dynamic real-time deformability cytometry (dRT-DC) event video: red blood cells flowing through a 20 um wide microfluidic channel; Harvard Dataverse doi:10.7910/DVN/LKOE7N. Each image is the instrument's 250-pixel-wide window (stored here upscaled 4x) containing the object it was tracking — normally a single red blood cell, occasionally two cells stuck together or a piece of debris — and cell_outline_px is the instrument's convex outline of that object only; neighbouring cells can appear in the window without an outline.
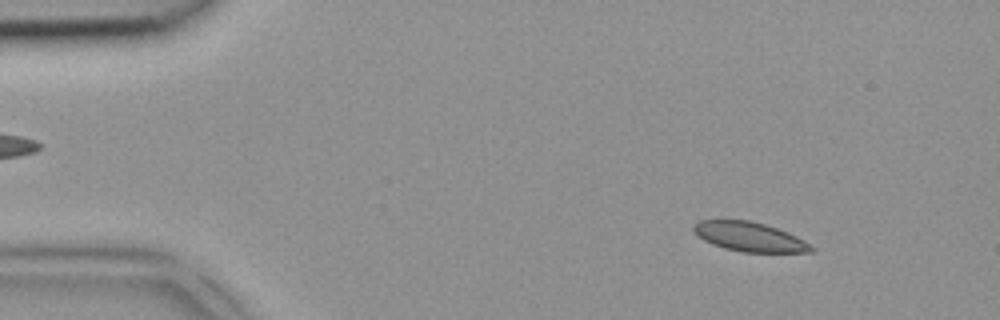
{"species": "common noctule bat (a hibernating species)", "species_latin": "Nyctalus noctula", "temperature_condition": "room temperature", "stored_images_in_passage": 46, "camera_frame_rate_fps": 3000, "um_per_image_px": 0.085, "animal": {"sex": "female", "body_mass_g": 18.4}, "frame": {"image": 1, "passage_image": 5, "time_ms": 1.333, "image_size_px": [1000, 320], "cell_outline_px": [[816, 248], [812, 252], [740, 252], [724, 248], [712, 244], [704, 240], [692, 228], [692, 224], [700, 220], [748, 220], [764, 224], [788, 232], [804, 240]], "centroid_in_image_um": [63.72, 20.13], "position_along_channel_um": 21.3, "area_um2": 20.06}}
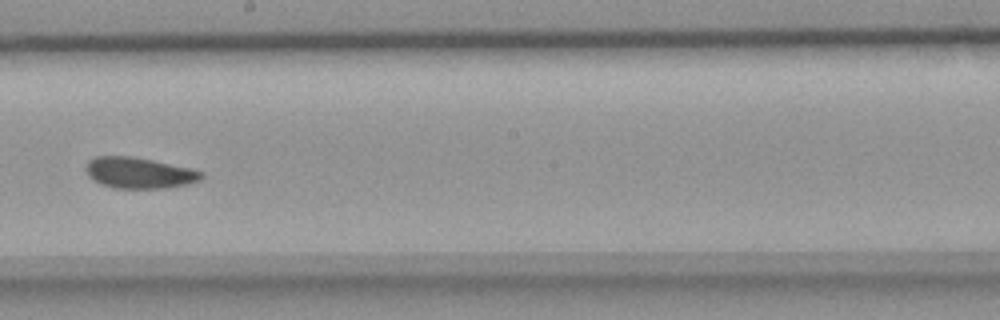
{"frame": {"image": 2, "passage_image": 26, "time_ms": 8.333, "image_size_px": [1000, 320], "cell_outline_px": [[204, 176], [200, 180], [188, 184], [168, 188], [112, 188], [100, 184], [88, 176], [84, 168], [88, 160], [96, 156], [132, 156], [192, 168], [204, 172]], "centroid_in_image_um": [11.82, 14.69], "position_along_channel_um": 236.4, "area_um2": 21.15}}
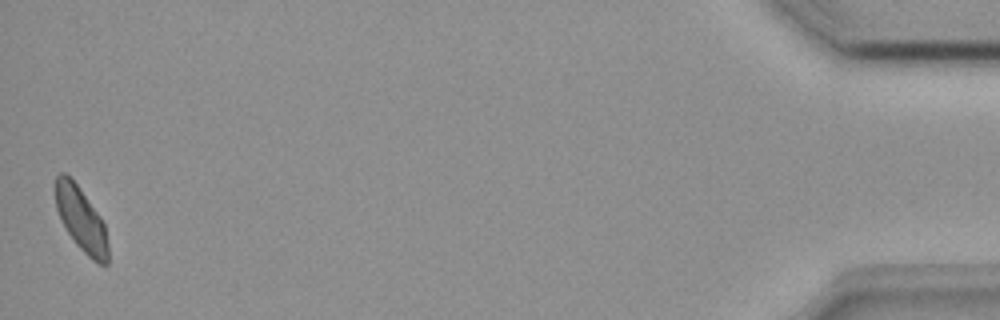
{"frame": {"image": 3, "passage_image": 46, "time_ms": 15.0, "image_size_px": [1000, 320], "cell_outline_px": [[108, 264], [96, 264], [76, 244], [60, 220], [56, 208], [52, 188], [56, 176], [60, 172], [64, 172], [76, 184], [100, 216], [104, 224], [108, 244]], "centroid_in_image_um": [6.85, 18.62], "position_along_channel_um": 428.3, "area_um2": 19.83}}